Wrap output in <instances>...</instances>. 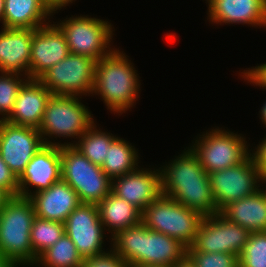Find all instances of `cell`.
<instances>
[{"instance_id":"6da1fadb","label":"cell","mask_w":266,"mask_h":267,"mask_svg":"<svg viewBox=\"0 0 266 267\" xmlns=\"http://www.w3.org/2000/svg\"><path fill=\"white\" fill-rule=\"evenodd\" d=\"M187 149L159 168L162 194L203 216L219 213L208 174L196 154L190 147Z\"/></svg>"},{"instance_id":"7a4b0ae2","label":"cell","mask_w":266,"mask_h":267,"mask_svg":"<svg viewBox=\"0 0 266 267\" xmlns=\"http://www.w3.org/2000/svg\"><path fill=\"white\" fill-rule=\"evenodd\" d=\"M110 240L111 248L127 265L174 266L187 255V247L179 240L148 229L142 221Z\"/></svg>"},{"instance_id":"3957f363","label":"cell","mask_w":266,"mask_h":267,"mask_svg":"<svg viewBox=\"0 0 266 267\" xmlns=\"http://www.w3.org/2000/svg\"><path fill=\"white\" fill-rule=\"evenodd\" d=\"M118 48L97 61L92 95H100L107 110L123 114L136 103L140 88L137 70Z\"/></svg>"},{"instance_id":"277c9868","label":"cell","mask_w":266,"mask_h":267,"mask_svg":"<svg viewBox=\"0 0 266 267\" xmlns=\"http://www.w3.org/2000/svg\"><path fill=\"white\" fill-rule=\"evenodd\" d=\"M35 215L27 197L11 196L0 210V254L19 266H33L37 258L31 245V227Z\"/></svg>"},{"instance_id":"5b68a950","label":"cell","mask_w":266,"mask_h":267,"mask_svg":"<svg viewBox=\"0 0 266 267\" xmlns=\"http://www.w3.org/2000/svg\"><path fill=\"white\" fill-rule=\"evenodd\" d=\"M81 98L58 95L50 97L38 128L44 144L62 146L64 143H53L50 139L52 137L79 139L94 124L93 114L82 104Z\"/></svg>"},{"instance_id":"8992f818","label":"cell","mask_w":266,"mask_h":267,"mask_svg":"<svg viewBox=\"0 0 266 267\" xmlns=\"http://www.w3.org/2000/svg\"><path fill=\"white\" fill-rule=\"evenodd\" d=\"M203 217L163 194L142 212V222L148 229L179 240L187 248L193 244Z\"/></svg>"},{"instance_id":"52a82bcc","label":"cell","mask_w":266,"mask_h":267,"mask_svg":"<svg viewBox=\"0 0 266 267\" xmlns=\"http://www.w3.org/2000/svg\"><path fill=\"white\" fill-rule=\"evenodd\" d=\"M61 179L77 193L81 203H100L110 192L112 179L73 145L61 146Z\"/></svg>"},{"instance_id":"ba28073f","label":"cell","mask_w":266,"mask_h":267,"mask_svg":"<svg viewBox=\"0 0 266 267\" xmlns=\"http://www.w3.org/2000/svg\"><path fill=\"white\" fill-rule=\"evenodd\" d=\"M192 142L190 149L196 154L207 174L235 166L243 162L250 154V145L243 135L226 131L225 128H213L203 132Z\"/></svg>"},{"instance_id":"9c48e42d","label":"cell","mask_w":266,"mask_h":267,"mask_svg":"<svg viewBox=\"0 0 266 267\" xmlns=\"http://www.w3.org/2000/svg\"><path fill=\"white\" fill-rule=\"evenodd\" d=\"M56 25L64 34L71 54L82 55L97 62L114 49L110 47L114 27L108 21L88 15H74Z\"/></svg>"},{"instance_id":"30bf717a","label":"cell","mask_w":266,"mask_h":267,"mask_svg":"<svg viewBox=\"0 0 266 267\" xmlns=\"http://www.w3.org/2000/svg\"><path fill=\"white\" fill-rule=\"evenodd\" d=\"M96 63L88 57L69 53L39 80L53 95L87 96L93 93Z\"/></svg>"},{"instance_id":"8fae6325","label":"cell","mask_w":266,"mask_h":267,"mask_svg":"<svg viewBox=\"0 0 266 267\" xmlns=\"http://www.w3.org/2000/svg\"><path fill=\"white\" fill-rule=\"evenodd\" d=\"M208 177L218 211L228 203L254 194L262 185L252 154L235 166L209 173Z\"/></svg>"},{"instance_id":"7c38bea8","label":"cell","mask_w":266,"mask_h":267,"mask_svg":"<svg viewBox=\"0 0 266 267\" xmlns=\"http://www.w3.org/2000/svg\"><path fill=\"white\" fill-rule=\"evenodd\" d=\"M249 235L250 232L247 229L229 221L220 213L204 216L195 240L187 251L232 253L239 257Z\"/></svg>"},{"instance_id":"4fadbf2b","label":"cell","mask_w":266,"mask_h":267,"mask_svg":"<svg viewBox=\"0 0 266 267\" xmlns=\"http://www.w3.org/2000/svg\"><path fill=\"white\" fill-rule=\"evenodd\" d=\"M64 225L65 234L75 244L83 260L106 252L103 249L105 229L99 218L97 204L80 203L69 214Z\"/></svg>"},{"instance_id":"5bb4252c","label":"cell","mask_w":266,"mask_h":267,"mask_svg":"<svg viewBox=\"0 0 266 267\" xmlns=\"http://www.w3.org/2000/svg\"><path fill=\"white\" fill-rule=\"evenodd\" d=\"M44 145L38 129L0 120V155L17 178Z\"/></svg>"},{"instance_id":"9a60e30c","label":"cell","mask_w":266,"mask_h":267,"mask_svg":"<svg viewBox=\"0 0 266 267\" xmlns=\"http://www.w3.org/2000/svg\"><path fill=\"white\" fill-rule=\"evenodd\" d=\"M61 180V146L44 145L18 177V196L29 198ZM34 187L31 192L29 187Z\"/></svg>"},{"instance_id":"2e32d148","label":"cell","mask_w":266,"mask_h":267,"mask_svg":"<svg viewBox=\"0 0 266 267\" xmlns=\"http://www.w3.org/2000/svg\"><path fill=\"white\" fill-rule=\"evenodd\" d=\"M69 55L67 40L54 24L33 29L30 56V79H39L52 66Z\"/></svg>"},{"instance_id":"e0dca14e","label":"cell","mask_w":266,"mask_h":267,"mask_svg":"<svg viewBox=\"0 0 266 267\" xmlns=\"http://www.w3.org/2000/svg\"><path fill=\"white\" fill-rule=\"evenodd\" d=\"M140 169L113 179L111 192L143 212L162 194V190L160 169Z\"/></svg>"},{"instance_id":"ac0fdd59","label":"cell","mask_w":266,"mask_h":267,"mask_svg":"<svg viewBox=\"0 0 266 267\" xmlns=\"http://www.w3.org/2000/svg\"><path fill=\"white\" fill-rule=\"evenodd\" d=\"M52 95L39 79L28 78L20 88L13 110L5 121L38 129Z\"/></svg>"},{"instance_id":"d6986e66","label":"cell","mask_w":266,"mask_h":267,"mask_svg":"<svg viewBox=\"0 0 266 267\" xmlns=\"http://www.w3.org/2000/svg\"><path fill=\"white\" fill-rule=\"evenodd\" d=\"M214 24H248L266 28V0H206Z\"/></svg>"},{"instance_id":"ffe728a7","label":"cell","mask_w":266,"mask_h":267,"mask_svg":"<svg viewBox=\"0 0 266 267\" xmlns=\"http://www.w3.org/2000/svg\"><path fill=\"white\" fill-rule=\"evenodd\" d=\"M33 30L2 28L0 31V73H17L30 78Z\"/></svg>"},{"instance_id":"44dd1931","label":"cell","mask_w":266,"mask_h":267,"mask_svg":"<svg viewBox=\"0 0 266 267\" xmlns=\"http://www.w3.org/2000/svg\"><path fill=\"white\" fill-rule=\"evenodd\" d=\"M29 199L33 203L36 217L63 224L81 203L75 190L62 179L51 187L32 194Z\"/></svg>"},{"instance_id":"7402d4cb","label":"cell","mask_w":266,"mask_h":267,"mask_svg":"<svg viewBox=\"0 0 266 267\" xmlns=\"http://www.w3.org/2000/svg\"><path fill=\"white\" fill-rule=\"evenodd\" d=\"M219 213L250 233L266 231V198L261 188L254 194L228 203Z\"/></svg>"},{"instance_id":"603a6c76","label":"cell","mask_w":266,"mask_h":267,"mask_svg":"<svg viewBox=\"0 0 266 267\" xmlns=\"http://www.w3.org/2000/svg\"><path fill=\"white\" fill-rule=\"evenodd\" d=\"M51 16L44 0H4L1 23L3 28L33 30L49 23Z\"/></svg>"},{"instance_id":"cb8c5ba5","label":"cell","mask_w":266,"mask_h":267,"mask_svg":"<svg viewBox=\"0 0 266 267\" xmlns=\"http://www.w3.org/2000/svg\"><path fill=\"white\" fill-rule=\"evenodd\" d=\"M97 208L105 231H109L107 233L112 237L142 221V212L138 208L112 192L97 204Z\"/></svg>"},{"instance_id":"d4e9b609","label":"cell","mask_w":266,"mask_h":267,"mask_svg":"<svg viewBox=\"0 0 266 267\" xmlns=\"http://www.w3.org/2000/svg\"><path fill=\"white\" fill-rule=\"evenodd\" d=\"M139 155L134 146L123 138H117L108 147V153L101 168L112 180L135 171Z\"/></svg>"},{"instance_id":"484cf974","label":"cell","mask_w":266,"mask_h":267,"mask_svg":"<svg viewBox=\"0 0 266 267\" xmlns=\"http://www.w3.org/2000/svg\"><path fill=\"white\" fill-rule=\"evenodd\" d=\"M117 137L112 133L102 132L94 123L79 140L64 142V145H73L93 164L102 166L108 153V147ZM73 142V143H72ZM76 142V143H75Z\"/></svg>"},{"instance_id":"4316f807","label":"cell","mask_w":266,"mask_h":267,"mask_svg":"<svg viewBox=\"0 0 266 267\" xmlns=\"http://www.w3.org/2000/svg\"><path fill=\"white\" fill-rule=\"evenodd\" d=\"M82 264L83 258L77 252L75 244L64 234L37 257L34 267H82Z\"/></svg>"},{"instance_id":"83f0119b","label":"cell","mask_w":266,"mask_h":267,"mask_svg":"<svg viewBox=\"0 0 266 267\" xmlns=\"http://www.w3.org/2000/svg\"><path fill=\"white\" fill-rule=\"evenodd\" d=\"M65 234L63 223L35 217L31 227V245L37 258L47 248L53 246Z\"/></svg>"},{"instance_id":"f1b7e54d","label":"cell","mask_w":266,"mask_h":267,"mask_svg":"<svg viewBox=\"0 0 266 267\" xmlns=\"http://www.w3.org/2000/svg\"><path fill=\"white\" fill-rule=\"evenodd\" d=\"M239 267H266V231L250 233L239 256Z\"/></svg>"},{"instance_id":"f546056e","label":"cell","mask_w":266,"mask_h":267,"mask_svg":"<svg viewBox=\"0 0 266 267\" xmlns=\"http://www.w3.org/2000/svg\"><path fill=\"white\" fill-rule=\"evenodd\" d=\"M0 120H5L12 112L18 92L28 78L17 73H0Z\"/></svg>"},{"instance_id":"4dcf8cb0","label":"cell","mask_w":266,"mask_h":267,"mask_svg":"<svg viewBox=\"0 0 266 267\" xmlns=\"http://www.w3.org/2000/svg\"><path fill=\"white\" fill-rule=\"evenodd\" d=\"M196 267H239V257L232 253L187 251Z\"/></svg>"},{"instance_id":"1f68e13d","label":"cell","mask_w":266,"mask_h":267,"mask_svg":"<svg viewBox=\"0 0 266 267\" xmlns=\"http://www.w3.org/2000/svg\"><path fill=\"white\" fill-rule=\"evenodd\" d=\"M83 260L82 267H127L126 262L112 249Z\"/></svg>"},{"instance_id":"d6a6232c","label":"cell","mask_w":266,"mask_h":267,"mask_svg":"<svg viewBox=\"0 0 266 267\" xmlns=\"http://www.w3.org/2000/svg\"><path fill=\"white\" fill-rule=\"evenodd\" d=\"M0 187L10 196H18V178L0 155Z\"/></svg>"},{"instance_id":"836d02e7","label":"cell","mask_w":266,"mask_h":267,"mask_svg":"<svg viewBox=\"0 0 266 267\" xmlns=\"http://www.w3.org/2000/svg\"><path fill=\"white\" fill-rule=\"evenodd\" d=\"M240 76L248 83L266 89V63L243 70Z\"/></svg>"},{"instance_id":"e575fe53","label":"cell","mask_w":266,"mask_h":267,"mask_svg":"<svg viewBox=\"0 0 266 267\" xmlns=\"http://www.w3.org/2000/svg\"><path fill=\"white\" fill-rule=\"evenodd\" d=\"M251 154L256 162L261 179L266 180V137H264L262 141L257 144L256 148L252 150Z\"/></svg>"},{"instance_id":"d590c367","label":"cell","mask_w":266,"mask_h":267,"mask_svg":"<svg viewBox=\"0 0 266 267\" xmlns=\"http://www.w3.org/2000/svg\"><path fill=\"white\" fill-rule=\"evenodd\" d=\"M47 8L53 13L52 16L63 7L69 6L74 0H44ZM76 1V0H75ZM56 11V12H55Z\"/></svg>"},{"instance_id":"8d00e7d4","label":"cell","mask_w":266,"mask_h":267,"mask_svg":"<svg viewBox=\"0 0 266 267\" xmlns=\"http://www.w3.org/2000/svg\"><path fill=\"white\" fill-rule=\"evenodd\" d=\"M173 267H196L192 260L186 255L183 259L178 261Z\"/></svg>"},{"instance_id":"74e56055","label":"cell","mask_w":266,"mask_h":267,"mask_svg":"<svg viewBox=\"0 0 266 267\" xmlns=\"http://www.w3.org/2000/svg\"><path fill=\"white\" fill-rule=\"evenodd\" d=\"M0 267H18L13 261L0 254Z\"/></svg>"},{"instance_id":"f35d334b","label":"cell","mask_w":266,"mask_h":267,"mask_svg":"<svg viewBox=\"0 0 266 267\" xmlns=\"http://www.w3.org/2000/svg\"><path fill=\"white\" fill-rule=\"evenodd\" d=\"M11 196L0 187V210L4 207L5 202L10 198Z\"/></svg>"},{"instance_id":"ab89813d","label":"cell","mask_w":266,"mask_h":267,"mask_svg":"<svg viewBox=\"0 0 266 267\" xmlns=\"http://www.w3.org/2000/svg\"><path fill=\"white\" fill-rule=\"evenodd\" d=\"M265 104L262 106L261 111L260 112V119L262 120L261 122L265 125L266 127V102H264Z\"/></svg>"},{"instance_id":"60d3db41","label":"cell","mask_w":266,"mask_h":267,"mask_svg":"<svg viewBox=\"0 0 266 267\" xmlns=\"http://www.w3.org/2000/svg\"><path fill=\"white\" fill-rule=\"evenodd\" d=\"M3 14H4V0H0V22L3 19Z\"/></svg>"},{"instance_id":"b9f144b4","label":"cell","mask_w":266,"mask_h":267,"mask_svg":"<svg viewBox=\"0 0 266 267\" xmlns=\"http://www.w3.org/2000/svg\"><path fill=\"white\" fill-rule=\"evenodd\" d=\"M147 267H173L170 265H147Z\"/></svg>"},{"instance_id":"7bdbcfd3","label":"cell","mask_w":266,"mask_h":267,"mask_svg":"<svg viewBox=\"0 0 266 267\" xmlns=\"http://www.w3.org/2000/svg\"><path fill=\"white\" fill-rule=\"evenodd\" d=\"M127 267H147V265H127Z\"/></svg>"},{"instance_id":"ee69618b","label":"cell","mask_w":266,"mask_h":267,"mask_svg":"<svg viewBox=\"0 0 266 267\" xmlns=\"http://www.w3.org/2000/svg\"><path fill=\"white\" fill-rule=\"evenodd\" d=\"M261 183H262V184H263V183H265V184H266V180H262V182H261ZM262 190H263V193H264V195H265V198H266V186H265V189H263V188H262Z\"/></svg>"}]
</instances>
